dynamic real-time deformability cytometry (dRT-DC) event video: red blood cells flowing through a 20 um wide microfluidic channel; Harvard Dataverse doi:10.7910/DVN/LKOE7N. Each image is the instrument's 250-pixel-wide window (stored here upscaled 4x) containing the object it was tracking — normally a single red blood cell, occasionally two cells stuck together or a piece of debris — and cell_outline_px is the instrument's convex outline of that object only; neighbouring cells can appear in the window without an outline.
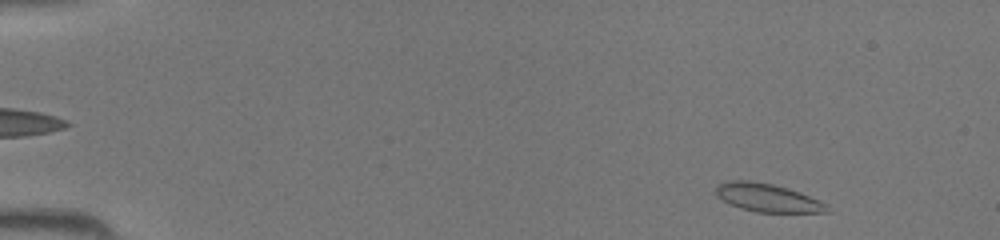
{"species": "common noctule bat (a hibernating species)", "species_latin": "Nyctalus noctula", "temperature_condition": "room temperature", "stored_images_in_passage": 11, "camera_frame_rate_fps": 3000, "um_per_image_px": 0.085, "animal": {"sex": "female", "body_mass_g": 19.5, "forearm_length_mm": 54.1}, "frame": {"image": 1, "passage_image": 2, "time_ms": 0.333, "image_size_px": [1000, 240], "cell_outline_px": [[828, 212], [756, 212], [740, 208], [716, 196], [716, 188], [724, 180], [748, 180], [772, 184], [808, 196], [828, 204]], "centroid_in_image_um": [65.19, 16.81], "position_along_channel_um": 19.8, "area_um2": 17.86}}